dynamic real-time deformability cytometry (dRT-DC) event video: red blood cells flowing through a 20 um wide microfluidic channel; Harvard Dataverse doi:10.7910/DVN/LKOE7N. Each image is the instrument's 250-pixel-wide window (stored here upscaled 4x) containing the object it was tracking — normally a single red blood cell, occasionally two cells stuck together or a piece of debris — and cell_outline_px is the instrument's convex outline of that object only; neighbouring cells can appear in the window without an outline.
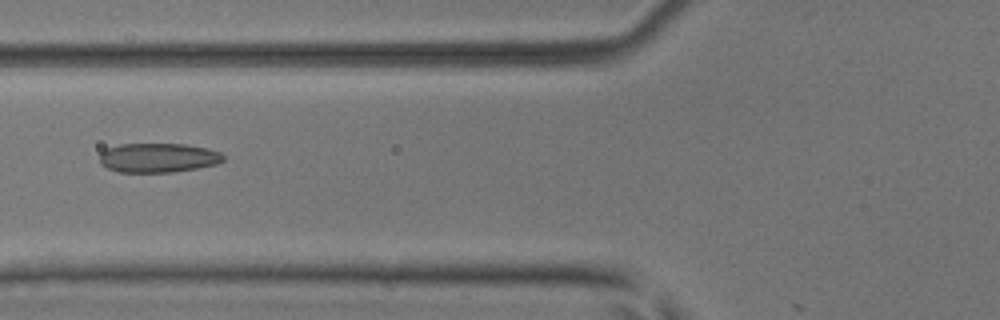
{"species": "common noctule bat (a hibernating species)", "species_latin": "Nyctalus noctula", "temperature_condition": "room temperature", "stored_images_in_passage": 3, "camera_frame_rate_fps": 3000, "um_per_image_px": 0.085, "animal": {"sex": "male", "body_mass_g": 17.9, "forearm_length_mm": 54.2}, "frame": {"image": 1, "passage_image": 3, "time_ms": 0.667, "image_size_px": [1000, 320], "cell_outline_px": [[224, 160], [216, 164], [196, 168], [172, 172], [116, 172], [100, 164], [100, 152], [108, 148], [120, 144], [184, 144], [208, 148], [220, 152], [224, 156]], "centroid_in_image_um": [13.43, 13.41], "position_along_channel_um": 112.4, "area_um2": 21.15}}